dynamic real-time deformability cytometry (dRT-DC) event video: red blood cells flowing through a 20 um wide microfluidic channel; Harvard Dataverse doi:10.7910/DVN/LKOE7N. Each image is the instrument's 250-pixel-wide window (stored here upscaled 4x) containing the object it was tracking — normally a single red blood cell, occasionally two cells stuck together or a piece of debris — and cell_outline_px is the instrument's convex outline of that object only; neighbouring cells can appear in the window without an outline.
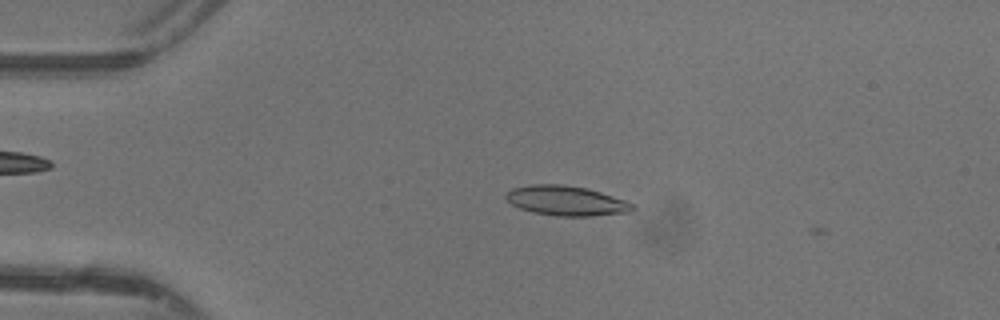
{"species": "common noctule bat (a hibernating species)", "species_latin": "Nyctalus noctula", "temperature_condition": "warm", "stored_images_in_passage": 2, "camera_frame_rate_fps": 3000, "um_per_image_px": 0.085, "animal": {"sex": "female"}, "frame": {"image": 1, "passage_image": 1, "time_ms": 0.0, "image_size_px": [1000, 320], "cell_outline_px": [[636, 208], [632, 212], [592, 216], [556, 216], [532, 212], [520, 208], [512, 204], [504, 196], [512, 188], [528, 184], [560, 184], [588, 188], [636, 204]], "centroid_in_image_um": [48.16, 17.06], "position_along_channel_um": 36.8, "area_um2": 22.14}}